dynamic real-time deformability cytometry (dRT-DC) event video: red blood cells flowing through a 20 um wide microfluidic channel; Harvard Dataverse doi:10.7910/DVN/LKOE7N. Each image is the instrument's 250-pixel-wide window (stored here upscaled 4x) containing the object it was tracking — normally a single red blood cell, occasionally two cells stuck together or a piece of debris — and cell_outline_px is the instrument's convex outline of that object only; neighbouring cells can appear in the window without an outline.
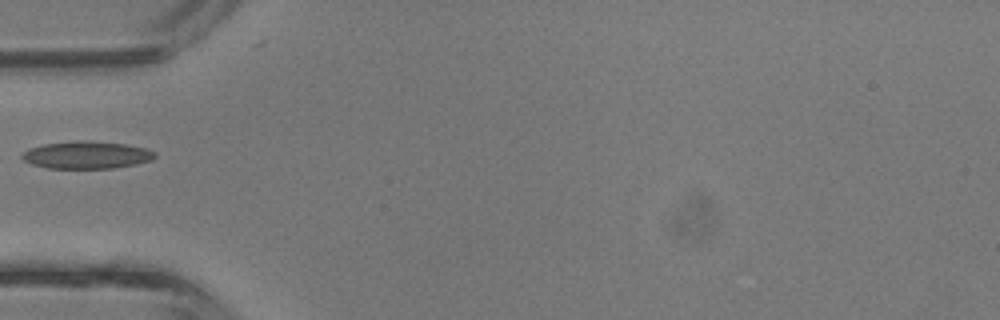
{"species": "common noctule bat (a hibernating species)", "species_latin": "Nyctalus noctula", "temperature_condition": "room temperature", "stored_images_in_passage": 2, "camera_frame_rate_fps": 3000, "um_per_image_px": 0.085, "animal": {"sex": "male", "body_mass_g": 13.3}, "frame": {"image": 1, "passage_image": 2, "time_ms": 0.333, "image_size_px": [1000, 320], "cell_outline_px": [[156, 156], [152, 160], [136, 164], [112, 168], [48, 168], [32, 164], [24, 160], [20, 156], [28, 148], [44, 144], [76, 140], [84, 140], [124, 144], [144, 148], [156, 152]], "centroid_in_image_um": [7.35, 13.17], "position_along_channel_um": 77.6, "area_um2": 21.15}}